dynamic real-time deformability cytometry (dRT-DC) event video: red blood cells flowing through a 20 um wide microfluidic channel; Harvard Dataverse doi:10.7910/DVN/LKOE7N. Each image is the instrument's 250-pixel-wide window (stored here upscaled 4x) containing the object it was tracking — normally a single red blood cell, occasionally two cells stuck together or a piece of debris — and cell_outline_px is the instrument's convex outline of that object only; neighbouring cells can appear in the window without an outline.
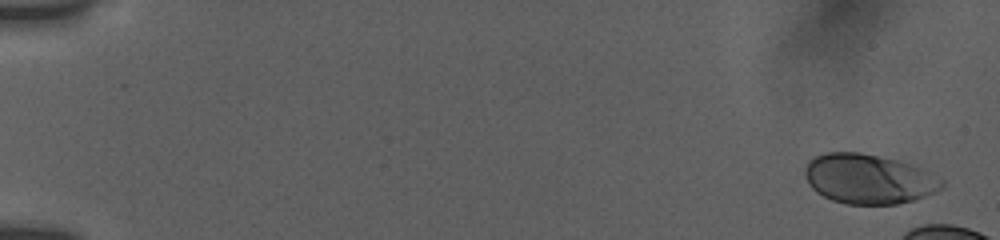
{"species": "human", "species_latin": "Homo sapiens", "temperature_condition": "room temperature", "stored_images_in_passage": 6, "camera_frame_rate_fps": 3000, "um_per_image_px": 0.085, "donor": {"sex": "female"}, "frame": {"image": 1, "passage_image": 1, "time_ms": 0.0, "image_size_px": [1000, 240], "cell_outline_px": [[944, 188], [924, 196], [912, 200], [896, 204], [848, 204], [832, 200], [816, 192], [808, 184], [804, 172], [804, 168], [808, 160], [816, 156], [828, 152], [860, 152], [916, 164], [944, 180]], "centroid_in_image_um": [73.85, 15.2], "position_along_channel_um": 11.2, "area_um2": 39.94}}